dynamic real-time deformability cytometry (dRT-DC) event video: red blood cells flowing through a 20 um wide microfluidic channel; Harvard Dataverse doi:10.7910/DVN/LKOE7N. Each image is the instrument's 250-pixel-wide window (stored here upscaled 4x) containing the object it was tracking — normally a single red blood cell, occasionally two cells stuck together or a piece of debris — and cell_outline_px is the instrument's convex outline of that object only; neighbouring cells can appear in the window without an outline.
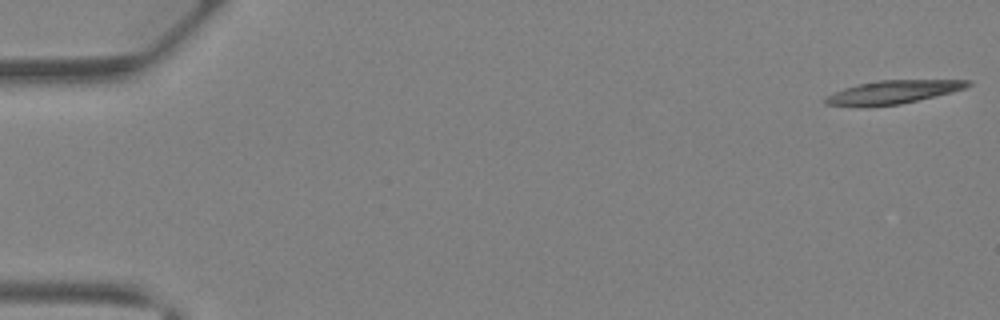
{"species": "Egyptian fruit bat (a non-hibernating species)", "species_latin": "Rousettus aegyptiacus", "temperature_condition": "warm", "stored_images_in_passage": 41, "camera_frame_rate_fps": 3000, "um_per_image_px": 0.085, "animal": {"sex": "female"}, "frame": {"image": 1, "passage_image": 1, "time_ms": 0.0, "image_size_px": [1000, 320], "cell_outline_px": [[972, 84], [964, 88], [952, 92], [900, 104], [868, 108], [824, 104], [824, 96], [844, 88], [856, 84], [876, 80], [972, 80]], "centroid_in_image_um": [75.82, 7.84], "position_along_channel_um": 9.2, "area_um2": 19.71}}
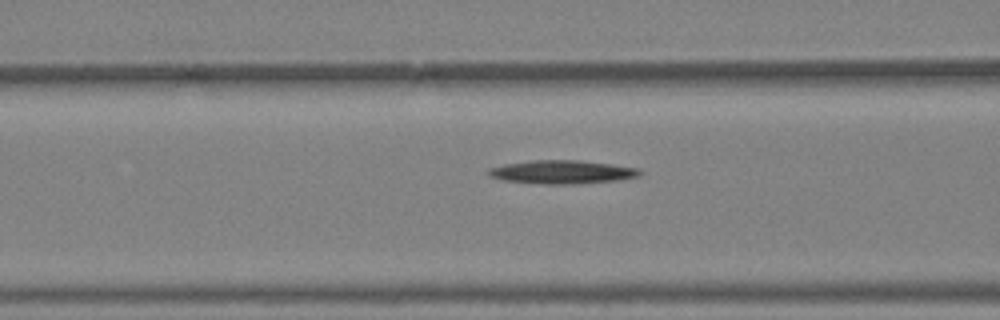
{"frame": {"image": 2, "passage_image": 17, "time_ms": 5.333, "image_size_px": [1000, 320], "cell_outline_px": [[644, 172], [640, 176], [620, 180], [576, 184], [544, 184], [504, 180], [488, 176], [484, 172], [488, 168], [504, 164], [532, 160], [580, 160], [612, 164], [640, 168]], "centroid_in_image_um": [47.8, 14.62], "position_along_channel_um": 118.8, "area_um2": 21.04}}
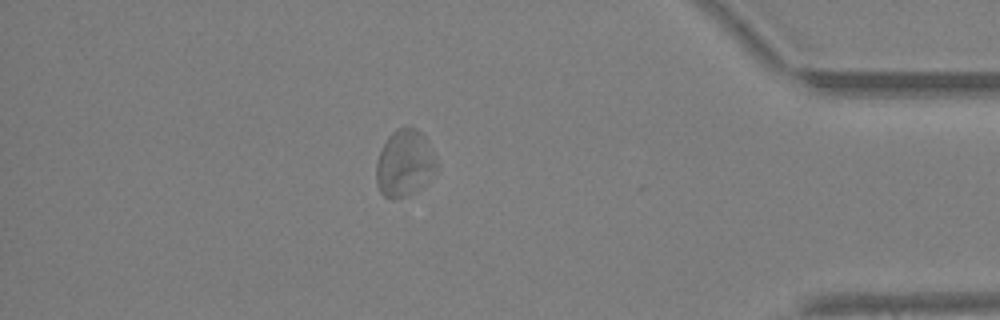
{"frame": {"image": 3, "passage_image": 36, "time_ms": 11.667, "image_size_px": [1000, 320], "cell_outline_px": [[436, 168], [424, 184], [408, 196], [392, 200], [384, 196], [380, 192], [376, 184], [376, 160], [388, 136], [396, 128], [404, 124], [408, 124], [416, 128], [424, 136], [436, 160]], "centroid_in_image_um": [34.34, 13.85], "position_along_channel_um": 400.9, "area_um2": 23.52}}